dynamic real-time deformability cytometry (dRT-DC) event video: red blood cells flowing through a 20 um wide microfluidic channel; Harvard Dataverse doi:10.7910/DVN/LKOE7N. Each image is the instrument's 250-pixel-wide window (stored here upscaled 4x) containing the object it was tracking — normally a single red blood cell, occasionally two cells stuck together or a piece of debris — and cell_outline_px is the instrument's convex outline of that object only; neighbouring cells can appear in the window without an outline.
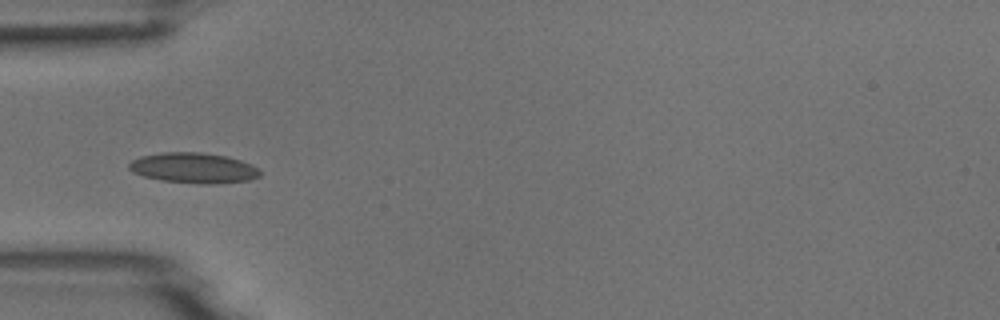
{"species": "common noctule bat (a hibernating species)", "species_latin": "Nyctalus noctula", "temperature_condition": "room temperature", "stored_images_in_passage": 12, "camera_frame_rate_fps": 3000, "um_per_image_px": 0.085, "animal": {"sex": "male", "body_mass_g": 18.8}, "frame": {"image": 1, "passage_image": 3, "time_ms": 0.667, "image_size_px": [1000, 320], "cell_outline_px": [[260, 176], [252, 180], [216, 184], [204, 184], [160, 180], [144, 176], [132, 172], [128, 168], [128, 164], [132, 160], [140, 156], [160, 152], [200, 152], [228, 156], [252, 164], [260, 172]], "centroid_in_image_um": [16.45, 14.27], "position_along_channel_um": 68.5, "area_um2": 23.41}}